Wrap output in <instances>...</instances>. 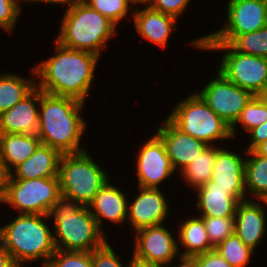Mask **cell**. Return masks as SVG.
<instances>
[{"label":"cell","instance_id":"cell-36","mask_svg":"<svg viewBox=\"0 0 267 267\" xmlns=\"http://www.w3.org/2000/svg\"><path fill=\"white\" fill-rule=\"evenodd\" d=\"M191 0H147L146 7L172 15L178 20L190 5Z\"/></svg>","mask_w":267,"mask_h":267},{"label":"cell","instance_id":"cell-1","mask_svg":"<svg viewBox=\"0 0 267 267\" xmlns=\"http://www.w3.org/2000/svg\"><path fill=\"white\" fill-rule=\"evenodd\" d=\"M54 43L55 53L34 66L36 86L43 92L87 103L100 57L63 47L55 40Z\"/></svg>","mask_w":267,"mask_h":267},{"label":"cell","instance_id":"cell-8","mask_svg":"<svg viewBox=\"0 0 267 267\" xmlns=\"http://www.w3.org/2000/svg\"><path fill=\"white\" fill-rule=\"evenodd\" d=\"M61 195L58 177L23 180L9 174L0 204L9 205L15 214L48 215Z\"/></svg>","mask_w":267,"mask_h":267},{"label":"cell","instance_id":"cell-17","mask_svg":"<svg viewBox=\"0 0 267 267\" xmlns=\"http://www.w3.org/2000/svg\"><path fill=\"white\" fill-rule=\"evenodd\" d=\"M266 210L267 200H245L238 204L234 215V232L254 251L259 248L267 233Z\"/></svg>","mask_w":267,"mask_h":267},{"label":"cell","instance_id":"cell-24","mask_svg":"<svg viewBox=\"0 0 267 267\" xmlns=\"http://www.w3.org/2000/svg\"><path fill=\"white\" fill-rule=\"evenodd\" d=\"M40 144L37 134H0V160L5 170L10 173L27 160Z\"/></svg>","mask_w":267,"mask_h":267},{"label":"cell","instance_id":"cell-9","mask_svg":"<svg viewBox=\"0 0 267 267\" xmlns=\"http://www.w3.org/2000/svg\"><path fill=\"white\" fill-rule=\"evenodd\" d=\"M226 21L210 34L195 37L187 44L200 50V43H228L238 35L257 31L267 26L266 0H227Z\"/></svg>","mask_w":267,"mask_h":267},{"label":"cell","instance_id":"cell-25","mask_svg":"<svg viewBox=\"0 0 267 267\" xmlns=\"http://www.w3.org/2000/svg\"><path fill=\"white\" fill-rule=\"evenodd\" d=\"M29 71H31L30 78L22 77L12 71L0 74V114L15 106L36 87L34 67Z\"/></svg>","mask_w":267,"mask_h":267},{"label":"cell","instance_id":"cell-35","mask_svg":"<svg viewBox=\"0 0 267 267\" xmlns=\"http://www.w3.org/2000/svg\"><path fill=\"white\" fill-rule=\"evenodd\" d=\"M22 13L15 0H0V29L11 35Z\"/></svg>","mask_w":267,"mask_h":267},{"label":"cell","instance_id":"cell-34","mask_svg":"<svg viewBox=\"0 0 267 267\" xmlns=\"http://www.w3.org/2000/svg\"><path fill=\"white\" fill-rule=\"evenodd\" d=\"M111 244L107 241L102 247L92 251L93 267H128V262L123 263Z\"/></svg>","mask_w":267,"mask_h":267},{"label":"cell","instance_id":"cell-23","mask_svg":"<svg viewBox=\"0 0 267 267\" xmlns=\"http://www.w3.org/2000/svg\"><path fill=\"white\" fill-rule=\"evenodd\" d=\"M187 218L184 217L181 223L179 221L175 232L178 233L179 254L194 257L215 249L209 241L202 217L195 215Z\"/></svg>","mask_w":267,"mask_h":267},{"label":"cell","instance_id":"cell-7","mask_svg":"<svg viewBox=\"0 0 267 267\" xmlns=\"http://www.w3.org/2000/svg\"><path fill=\"white\" fill-rule=\"evenodd\" d=\"M175 103L167 118L179 130L207 145L232 141L231 127L196 92Z\"/></svg>","mask_w":267,"mask_h":267},{"label":"cell","instance_id":"cell-27","mask_svg":"<svg viewBox=\"0 0 267 267\" xmlns=\"http://www.w3.org/2000/svg\"><path fill=\"white\" fill-rule=\"evenodd\" d=\"M221 147V144L208 145L200 155L180 172L183 182L192 190L210 181L216 153Z\"/></svg>","mask_w":267,"mask_h":267},{"label":"cell","instance_id":"cell-13","mask_svg":"<svg viewBox=\"0 0 267 267\" xmlns=\"http://www.w3.org/2000/svg\"><path fill=\"white\" fill-rule=\"evenodd\" d=\"M165 224L142 228L134 232L132 255L152 263L168 266L177 261L179 254L177 235Z\"/></svg>","mask_w":267,"mask_h":267},{"label":"cell","instance_id":"cell-45","mask_svg":"<svg viewBox=\"0 0 267 267\" xmlns=\"http://www.w3.org/2000/svg\"><path fill=\"white\" fill-rule=\"evenodd\" d=\"M255 96L267 105V84Z\"/></svg>","mask_w":267,"mask_h":267},{"label":"cell","instance_id":"cell-11","mask_svg":"<svg viewBox=\"0 0 267 267\" xmlns=\"http://www.w3.org/2000/svg\"><path fill=\"white\" fill-rule=\"evenodd\" d=\"M216 77V78H215ZM215 77L195 92L230 127L239 118L254 95L225 78L219 71Z\"/></svg>","mask_w":267,"mask_h":267},{"label":"cell","instance_id":"cell-3","mask_svg":"<svg viewBox=\"0 0 267 267\" xmlns=\"http://www.w3.org/2000/svg\"><path fill=\"white\" fill-rule=\"evenodd\" d=\"M0 226V242L18 267L41 261L43 267L56 252L48 215L17 214ZM26 264V265H25ZM29 264V265H28Z\"/></svg>","mask_w":267,"mask_h":267},{"label":"cell","instance_id":"cell-15","mask_svg":"<svg viewBox=\"0 0 267 267\" xmlns=\"http://www.w3.org/2000/svg\"><path fill=\"white\" fill-rule=\"evenodd\" d=\"M229 145L221 147L217 153L212 170L210 181L213 187L229 188L231 193L240 201L247 200L244 178V164L246 151L242 149L244 155L235 152Z\"/></svg>","mask_w":267,"mask_h":267},{"label":"cell","instance_id":"cell-41","mask_svg":"<svg viewBox=\"0 0 267 267\" xmlns=\"http://www.w3.org/2000/svg\"><path fill=\"white\" fill-rule=\"evenodd\" d=\"M178 263L175 264L173 260L168 266L166 267H197L196 258L192 256H178ZM179 264V265H178Z\"/></svg>","mask_w":267,"mask_h":267},{"label":"cell","instance_id":"cell-2","mask_svg":"<svg viewBox=\"0 0 267 267\" xmlns=\"http://www.w3.org/2000/svg\"><path fill=\"white\" fill-rule=\"evenodd\" d=\"M84 105L75 98L52 95L40 89L37 136L41 144L55 148L61 154L87 150L81 144L88 127L87 120L81 114Z\"/></svg>","mask_w":267,"mask_h":267},{"label":"cell","instance_id":"cell-5","mask_svg":"<svg viewBox=\"0 0 267 267\" xmlns=\"http://www.w3.org/2000/svg\"><path fill=\"white\" fill-rule=\"evenodd\" d=\"M48 216L58 250L91 252L108 241L88 206L64 195L52 206Z\"/></svg>","mask_w":267,"mask_h":267},{"label":"cell","instance_id":"cell-31","mask_svg":"<svg viewBox=\"0 0 267 267\" xmlns=\"http://www.w3.org/2000/svg\"><path fill=\"white\" fill-rule=\"evenodd\" d=\"M230 45L240 53L267 58V26L238 35Z\"/></svg>","mask_w":267,"mask_h":267},{"label":"cell","instance_id":"cell-6","mask_svg":"<svg viewBox=\"0 0 267 267\" xmlns=\"http://www.w3.org/2000/svg\"><path fill=\"white\" fill-rule=\"evenodd\" d=\"M104 169L90 155L88 148L79 153L62 154L58 170L61 194L88 206L111 179Z\"/></svg>","mask_w":267,"mask_h":267},{"label":"cell","instance_id":"cell-46","mask_svg":"<svg viewBox=\"0 0 267 267\" xmlns=\"http://www.w3.org/2000/svg\"><path fill=\"white\" fill-rule=\"evenodd\" d=\"M128 1H129V2L131 3V5L134 6V7H138L139 4H140L141 6H145L146 3H147V0H128Z\"/></svg>","mask_w":267,"mask_h":267},{"label":"cell","instance_id":"cell-4","mask_svg":"<svg viewBox=\"0 0 267 267\" xmlns=\"http://www.w3.org/2000/svg\"><path fill=\"white\" fill-rule=\"evenodd\" d=\"M53 40L63 47L102 56L108 42L117 36V26L83 0H70ZM102 50V51H101Z\"/></svg>","mask_w":267,"mask_h":267},{"label":"cell","instance_id":"cell-44","mask_svg":"<svg viewBox=\"0 0 267 267\" xmlns=\"http://www.w3.org/2000/svg\"><path fill=\"white\" fill-rule=\"evenodd\" d=\"M257 155L267 157V140L253 150Z\"/></svg>","mask_w":267,"mask_h":267},{"label":"cell","instance_id":"cell-18","mask_svg":"<svg viewBox=\"0 0 267 267\" xmlns=\"http://www.w3.org/2000/svg\"><path fill=\"white\" fill-rule=\"evenodd\" d=\"M113 184L110 179L94 196L93 201L88 205V208L95 218L99 229L104 233L106 222L114 223V225L127 224L128 217V197L126 191L120 190L119 187ZM124 191V192H123Z\"/></svg>","mask_w":267,"mask_h":267},{"label":"cell","instance_id":"cell-10","mask_svg":"<svg viewBox=\"0 0 267 267\" xmlns=\"http://www.w3.org/2000/svg\"><path fill=\"white\" fill-rule=\"evenodd\" d=\"M200 50L224 51L217 70L254 96L267 84V58L240 53L228 43H200Z\"/></svg>","mask_w":267,"mask_h":267},{"label":"cell","instance_id":"cell-42","mask_svg":"<svg viewBox=\"0 0 267 267\" xmlns=\"http://www.w3.org/2000/svg\"><path fill=\"white\" fill-rule=\"evenodd\" d=\"M128 267H164V266L157 263H152L149 261L139 259L132 255L130 257V260L128 261Z\"/></svg>","mask_w":267,"mask_h":267},{"label":"cell","instance_id":"cell-22","mask_svg":"<svg viewBox=\"0 0 267 267\" xmlns=\"http://www.w3.org/2000/svg\"><path fill=\"white\" fill-rule=\"evenodd\" d=\"M61 153L48 145L40 144L35 152L16 166L9 174L14 179L58 177Z\"/></svg>","mask_w":267,"mask_h":267},{"label":"cell","instance_id":"cell-16","mask_svg":"<svg viewBox=\"0 0 267 267\" xmlns=\"http://www.w3.org/2000/svg\"><path fill=\"white\" fill-rule=\"evenodd\" d=\"M155 133L162 139L176 172H181L208 146L203 141L179 130L167 117L160 123Z\"/></svg>","mask_w":267,"mask_h":267},{"label":"cell","instance_id":"cell-40","mask_svg":"<svg viewBox=\"0 0 267 267\" xmlns=\"http://www.w3.org/2000/svg\"><path fill=\"white\" fill-rule=\"evenodd\" d=\"M0 267H18L12 257L10 252L4 247L0 242Z\"/></svg>","mask_w":267,"mask_h":267},{"label":"cell","instance_id":"cell-39","mask_svg":"<svg viewBox=\"0 0 267 267\" xmlns=\"http://www.w3.org/2000/svg\"><path fill=\"white\" fill-rule=\"evenodd\" d=\"M22 1H23V5L24 4H28L29 2H34L35 4L37 3V4H48V5H53V6H57V5H61V6H65V5H67L69 2H70V0H15V3H16V5H17V7H18V9L22 12L24 9H23V7L24 6H21V3H22Z\"/></svg>","mask_w":267,"mask_h":267},{"label":"cell","instance_id":"cell-29","mask_svg":"<svg viewBox=\"0 0 267 267\" xmlns=\"http://www.w3.org/2000/svg\"><path fill=\"white\" fill-rule=\"evenodd\" d=\"M267 121V105L262 103L256 96H254L246 107L242 110L239 118L231 127V135L236 139L239 134V128L242 127L243 131L247 134L254 128L262 125ZM240 125V126H239Z\"/></svg>","mask_w":267,"mask_h":267},{"label":"cell","instance_id":"cell-26","mask_svg":"<svg viewBox=\"0 0 267 267\" xmlns=\"http://www.w3.org/2000/svg\"><path fill=\"white\" fill-rule=\"evenodd\" d=\"M244 178L247 200H267V157L246 151Z\"/></svg>","mask_w":267,"mask_h":267},{"label":"cell","instance_id":"cell-43","mask_svg":"<svg viewBox=\"0 0 267 267\" xmlns=\"http://www.w3.org/2000/svg\"><path fill=\"white\" fill-rule=\"evenodd\" d=\"M9 173L5 170L3 163L0 160V200L2 199Z\"/></svg>","mask_w":267,"mask_h":267},{"label":"cell","instance_id":"cell-19","mask_svg":"<svg viewBox=\"0 0 267 267\" xmlns=\"http://www.w3.org/2000/svg\"><path fill=\"white\" fill-rule=\"evenodd\" d=\"M40 89L36 86L28 95L0 114V134L36 135L39 126Z\"/></svg>","mask_w":267,"mask_h":267},{"label":"cell","instance_id":"cell-12","mask_svg":"<svg viewBox=\"0 0 267 267\" xmlns=\"http://www.w3.org/2000/svg\"><path fill=\"white\" fill-rule=\"evenodd\" d=\"M138 149L136 162L137 185L144 188H161L166 180L175 176V170L162 139L154 133Z\"/></svg>","mask_w":267,"mask_h":267},{"label":"cell","instance_id":"cell-32","mask_svg":"<svg viewBox=\"0 0 267 267\" xmlns=\"http://www.w3.org/2000/svg\"><path fill=\"white\" fill-rule=\"evenodd\" d=\"M43 267H93L92 251H64L56 249Z\"/></svg>","mask_w":267,"mask_h":267},{"label":"cell","instance_id":"cell-30","mask_svg":"<svg viewBox=\"0 0 267 267\" xmlns=\"http://www.w3.org/2000/svg\"><path fill=\"white\" fill-rule=\"evenodd\" d=\"M91 8L97 10L101 15H104L117 27L119 24L127 18L128 21H132L134 7L128 0H83ZM130 11V12H129ZM130 14V16L128 15Z\"/></svg>","mask_w":267,"mask_h":267},{"label":"cell","instance_id":"cell-20","mask_svg":"<svg viewBox=\"0 0 267 267\" xmlns=\"http://www.w3.org/2000/svg\"><path fill=\"white\" fill-rule=\"evenodd\" d=\"M132 20L138 35L146 41L166 49L168 40L172 33L177 30L178 19L172 15L165 14L146 6L141 9L135 7Z\"/></svg>","mask_w":267,"mask_h":267},{"label":"cell","instance_id":"cell-33","mask_svg":"<svg viewBox=\"0 0 267 267\" xmlns=\"http://www.w3.org/2000/svg\"><path fill=\"white\" fill-rule=\"evenodd\" d=\"M202 220L214 248L234 233V217H202Z\"/></svg>","mask_w":267,"mask_h":267},{"label":"cell","instance_id":"cell-21","mask_svg":"<svg viewBox=\"0 0 267 267\" xmlns=\"http://www.w3.org/2000/svg\"><path fill=\"white\" fill-rule=\"evenodd\" d=\"M194 190L197 197L195 209L199 217H234L241 202L229 188L213 187L212 181Z\"/></svg>","mask_w":267,"mask_h":267},{"label":"cell","instance_id":"cell-28","mask_svg":"<svg viewBox=\"0 0 267 267\" xmlns=\"http://www.w3.org/2000/svg\"><path fill=\"white\" fill-rule=\"evenodd\" d=\"M217 252L233 267H247L252 261L254 250L246 246L234 232L222 241Z\"/></svg>","mask_w":267,"mask_h":267},{"label":"cell","instance_id":"cell-14","mask_svg":"<svg viewBox=\"0 0 267 267\" xmlns=\"http://www.w3.org/2000/svg\"><path fill=\"white\" fill-rule=\"evenodd\" d=\"M137 187L135 198H128L130 202H128L127 224H130L132 228L130 230L136 232L142 228L165 224L164 222L170 217L171 207L162 189Z\"/></svg>","mask_w":267,"mask_h":267},{"label":"cell","instance_id":"cell-38","mask_svg":"<svg viewBox=\"0 0 267 267\" xmlns=\"http://www.w3.org/2000/svg\"><path fill=\"white\" fill-rule=\"evenodd\" d=\"M248 135L250 144L245 149L246 151H253L258 145L267 140V121L252 129Z\"/></svg>","mask_w":267,"mask_h":267},{"label":"cell","instance_id":"cell-37","mask_svg":"<svg viewBox=\"0 0 267 267\" xmlns=\"http://www.w3.org/2000/svg\"><path fill=\"white\" fill-rule=\"evenodd\" d=\"M197 267H233L231 266L216 249L194 256Z\"/></svg>","mask_w":267,"mask_h":267}]
</instances>
